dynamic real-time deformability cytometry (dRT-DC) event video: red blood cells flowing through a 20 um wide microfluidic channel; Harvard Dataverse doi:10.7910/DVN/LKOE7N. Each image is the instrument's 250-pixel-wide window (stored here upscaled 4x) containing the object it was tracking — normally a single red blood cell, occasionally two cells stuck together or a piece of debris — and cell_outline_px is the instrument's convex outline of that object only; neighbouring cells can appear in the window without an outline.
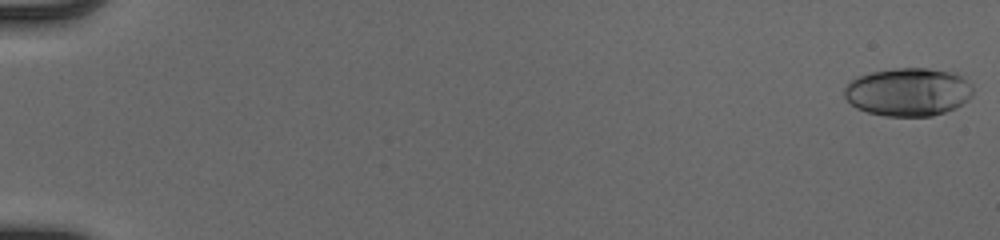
{"species": "human", "species_latin": "Homo sapiens", "temperature_condition": "cold", "stored_images_in_passage": 52, "camera_frame_rate_fps": 3000, "um_per_image_px": 0.085, "donor": {"sex": "male"}, "frame": {"image": 1, "passage_image": 1, "time_ms": 0.0, "image_size_px": [1000, 240], "cell_outline_px": [[972, 96], [968, 100], [956, 108], [932, 116], [884, 116], [868, 112], [856, 108], [844, 96], [844, 88], [852, 80], [860, 76], [872, 72], [896, 68], [928, 68], [956, 72], [972, 84]], "centroid_in_image_um": [77.23, 7.81], "position_along_channel_um": 7.8, "area_um2": 36.24}}
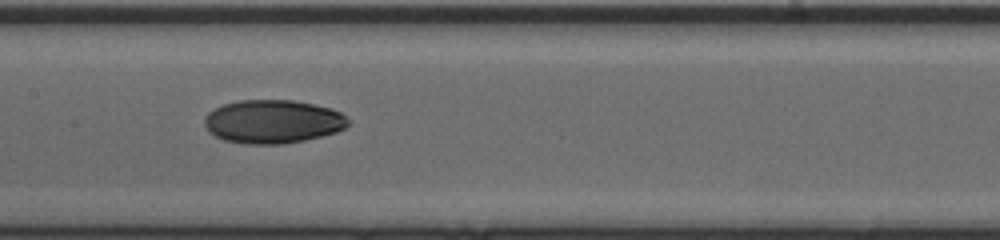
{"frame": {"image": 2, "passage_image": 28, "time_ms": 9.0, "image_size_px": [1000, 240], "cell_outline_px": [[348, 124], [344, 128], [336, 132], [304, 140], [280, 144], [244, 144], [224, 140], [208, 132], [204, 124], [204, 116], [208, 112], [224, 104], [236, 100], [292, 100], [332, 108], [340, 112], [348, 120]], "centroid_in_image_um": [23.15, 10.33], "position_along_channel_um": 184.3, "area_um2": 36.41}}
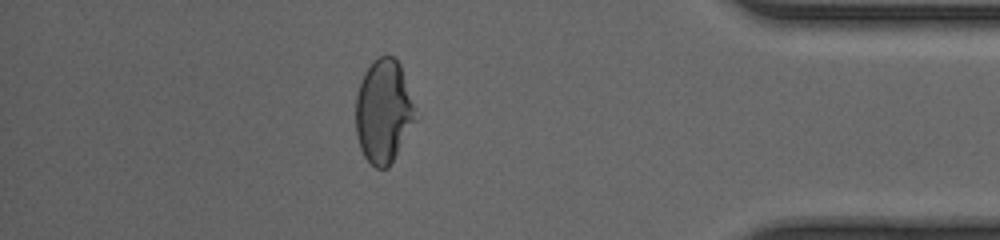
{"frame": {"image": 3, "passage_image": 46, "time_ms": 15.0, "image_size_px": [1000, 240], "cell_outline_px": [[420, 116], [388, 168], [376, 168], [364, 156], [360, 148], [356, 132], [356, 96], [360, 80], [364, 72], [372, 60], [380, 56], [392, 56], [400, 64]], "centroid_in_image_um": [32.64, 9.45], "position_along_channel_um": 402.6, "area_um2": 36.65}, "authors_computed_cell_mechanics": {"area_um2": 35.836, "velocity_mm_per_s": 4.1499, "shape_relaxation_time_tau1_ms": 4.4309, "shape_relaxation_time_tau2_ms": 2.479, "deformation_change_tau1": 0.1764, "deformation_change_tau2": 0.0571}}